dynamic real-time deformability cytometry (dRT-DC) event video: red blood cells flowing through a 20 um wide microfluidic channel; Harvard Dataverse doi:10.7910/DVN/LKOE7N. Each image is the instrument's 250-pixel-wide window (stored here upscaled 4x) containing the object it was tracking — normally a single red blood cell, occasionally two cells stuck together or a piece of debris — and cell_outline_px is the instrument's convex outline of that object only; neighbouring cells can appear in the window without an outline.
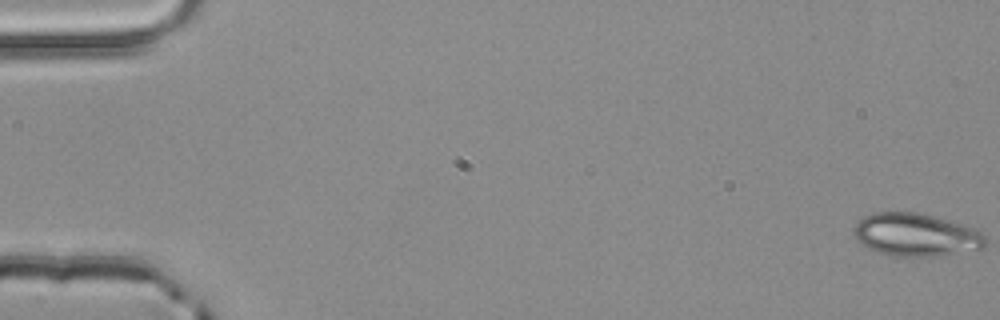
{"species": "common noctule bat (a hibernating species)", "species_latin": "Nyctalus noctula", "temperature_condition": "room temperature", "stored_images_in_passage": 4, "camera_frame_rate_fps": 3000, "um_per_image_px": 0.085, "animal": {"sex": "male", "body_mass_g": 20.4}, "frame": {"image": 1, "passage_image": 1, "time_ms": 0.0, "image_size_px": [1000, 320], "cell_outline_px": [[984, 248], [936, 256], [892, 256], [876, 252], [868, 248], [856, 240], [852, 232], [852, 228], [864, 216], [872, 212], [916, 212], [948, 220], [972, 228], [980, 232], [984, 236]], "centroid_in_image_um": [77.77, 19.96], "position_along_channel_um": 7.2, "area_um2": 32.71}}